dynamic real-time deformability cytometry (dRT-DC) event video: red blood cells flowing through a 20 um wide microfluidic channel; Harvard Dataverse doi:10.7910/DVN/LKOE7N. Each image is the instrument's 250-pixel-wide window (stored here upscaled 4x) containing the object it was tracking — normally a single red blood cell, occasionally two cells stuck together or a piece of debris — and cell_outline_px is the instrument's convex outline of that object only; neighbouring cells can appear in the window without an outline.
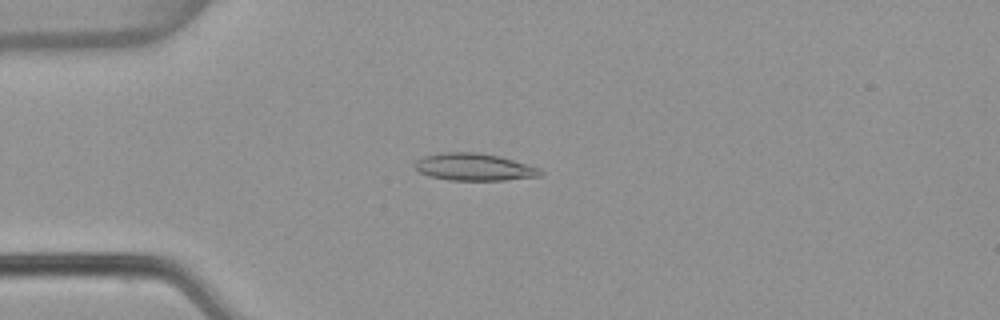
{"species": "common noctule bat (a hibernating species)", "species_latin": "Nyctalus noctula", "temperature_condition": "warm", "stored_images_in_passage": 53, "camera_frame_rate_fps": 3000, "um_per_image_px": 0.085, "animal": {"sex": "female", "body_mass_g": 22.7, "forearm_length_mm": 54.2}, "frame": {"image": 1, "passage_image": 14, "time_ms": 4.333, "image_size_px": [1000, 320], "cell_outline_px": [[544, 172], [540, 176], [504, 180], [452, 180], [432, 176], [420, 172], [412, 164], [416, 160], [424, 156], [440, 152], [476, 152], [500, 156], [540, 168]], "centroid_in_image_um": [40.3, 14.18], "position_along_channel_um": 44.7, "area_um2": 19.88}}
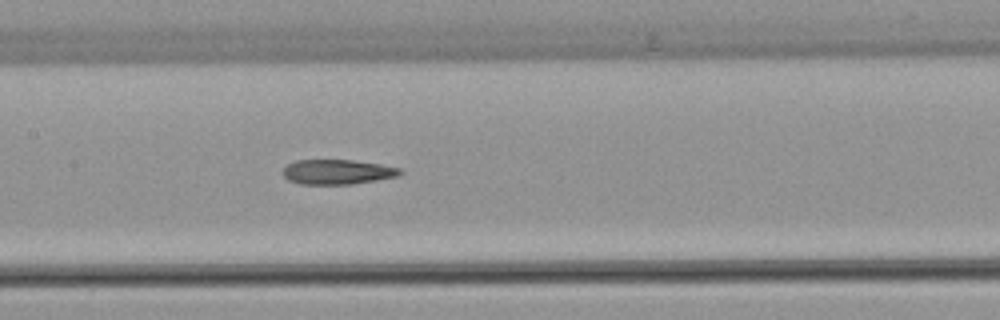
{"frame": {"image": 2, "passage_image": 26, "time_ms": 8.333, "image_size_px": [1000, 320], "cell_outline_px": [[404, 172], [396, 176], [376, 180], [352, 184], [300, 184], [288, 180], [284, 176], [284, 168], [288, 164], [296, 160], [352, 160], [380, 164], [400, 168]], "centroid_in_image_um": [28.68, 14.61], "position_along_channel_um": 178.7, "area_um2": 16.82}}
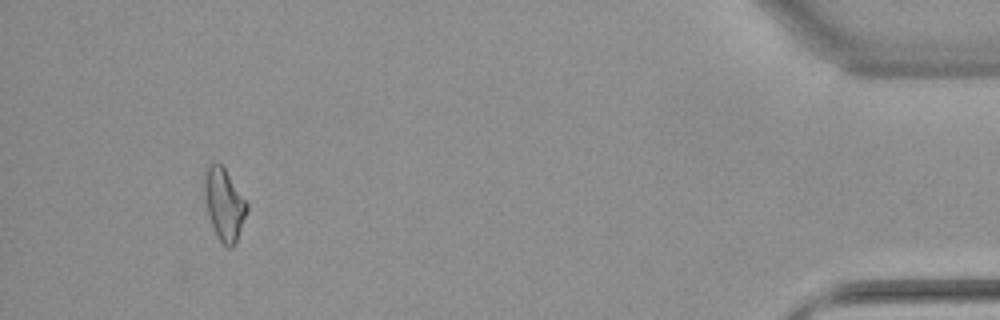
{"frame": {"image": 3, "passage_image": 50, "time_ms": 16.333, "image_size_px": [1000, 320], "cell_outline_px": [[248, 208], [236, 240], [232, 248], [228, 248], [220, 240], [208, 216], [204, 196], [204, 180], [208, 168], [212, 164], [220, 164], [224, 168], [248, 204]], "centroid_in_image_um": [19.05, 17.38], "position_along_channel_um": 416.2, "area_um2": 17.11}, "authors_computed_cell_mechanics": {"area_um2": 17.6868, "velocity_mm_per_s": 3.844, "shape_relaxation_time_tau1_ms": null, "shape_relaxation_time_tau2_ms": 6.3215, "deformation_change_tau1": null, "deformation_change_tau2": 0.1621}}